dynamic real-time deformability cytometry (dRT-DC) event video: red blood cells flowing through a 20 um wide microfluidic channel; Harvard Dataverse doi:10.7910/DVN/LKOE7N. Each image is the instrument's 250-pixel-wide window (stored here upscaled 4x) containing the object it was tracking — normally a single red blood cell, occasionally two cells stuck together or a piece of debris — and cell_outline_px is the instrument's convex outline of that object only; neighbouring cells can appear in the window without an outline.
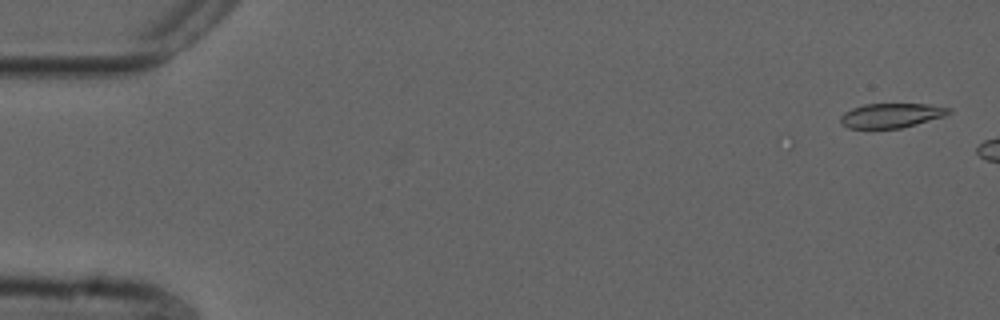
{"species": "common noctule bat (a hibernating species)", "species_latin": "Nyctalus noctula", "temperature_condition": "cold", "stored_images_in_passage": 7, "camera_frame_rate_fps": 3000, "um_per_image_px": 0.085, "animal": {"sex": "male", "forearm_length_mm": 52.5}, "frame": {"image": 1, "passage_image": 2, "time_ms": 0.333, "image_size_px": [1000, 320], "cell_outline_px": [[952, 112], [944, 116], [916, 124], [900, 128], [848, 128], [840, 124], [840, 116], [844, 112], [852, 108], [864, 104], [928, 104], [952, 108]], "centroid_in_image_um": [75.75, 9.81], "position_along_channel_um": 9.3, "area_um2": 15.49}}